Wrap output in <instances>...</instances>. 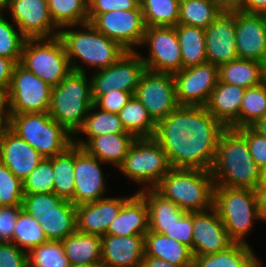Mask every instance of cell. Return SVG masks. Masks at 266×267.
<instances>
[{
	"label": "cell",
	"instance_id": "obj_1",
	"mask_svg": "<svg viewBox=\"0 0 266 267\" xmlns=\"http://www.w3.org/2000/svg\"><path fill=\"white\" fill-rule=\"evenodd\" d=\"M226 127L205 106H178L156 124L154 139L171 167L211 171Z\"/></svg>",
	"mask_w": 266,
	"mask_h": 267
},
{
	"label": "cell",
	"instance_id": "obj_2",
	"mask_svg": "<svg viewBox=\"0 0 266 267\" xmlns=\"http://www.w3.org/2000/svg\"><path fill=\"white\" fill-rule=\"evenodd\" d=\"M215 186L257 190L261 169L253 160L246 138L233 128H226L219 139L211 169Z\"/></svg>",
	"mask_w": 266,
	"mask_h": 267
},
{
	"label": "cell",
	"instance_id": "obj_3",
	"mask_svg": "<svg viewBox=\"0 0 266 267\" xmlns=\"http://www.w3.org/2000/svg\"><path fill=\"white\" fill-rule=\"evenodd\" d=\"M80 26L83 31L70 30L71 26H66L69 30L63 27L58 35L65 46L72 71L86 73L75 59L100 70L114 64L126 52L119 43L104 36L89 22Z\"/></svg>",
	"mask_w": 266,
	"mask_h": 267
},
{
	"label": "cell",
	"instance_id": "obj_4",
	"mask_svg": "<svg viewBox=\"0 0 266 267\" xmlns=\"http://www.w3.org/2000/svg\"><path fill=\"white\" fill-rule=\"evenodd\" d=\"M214 188L211 171L172 167L154 189L180 209L197 212L213 207Z\"/></svg>",
	"mask_w": 266,
	"mask_h": 267
},
{
	"label": "cell",
	"instance_id": "obj_5",
	"mask_svg": "<svg viewBox=\"0 0 266 267\" xmlns=\"http://www.w3.org/2000/svg\"><path fill=\"white\" fill-rule=\"evenodd\" d=\"M92 105L91 81L87 73L71 71L57 86L52 87L48 113L74 136Z\"/></svg>",
	"mask_w": 266,
	"mask_h": 267
},
{
	"label": "cell",
	"instance_id": "obj_6",
	"mask_svg": "<svg viewBox=\"0 0 266 267\" xmlns=\"http://www.w3.org/2000/svg\"><path fill=\"white\" fill-rule=\"evenodd\" d=\"M213 207L234 243L248 244L244 239L259 219L257 190L215 186Z\"/></svg>",
	"mask_w": 266,
	"mask_h": 267
},
{
	"label": "cell",
	"instance_id": "obj_7",
	"mask_svg": "<svg viewBox=\"0 0 266 267\" xmlns=\"http://www.w3.org/2000/svg\"><path fill=\"white\" fill-rule=\"evenodd\" d=\"M6 125L44 158L59 155L73 145L74 136L48 112L9 114Z\"/></svg>",
	"mask_w": 266,
	"mask_h": 267
},
{
	"label": "cell",
	"instance_id": "obj_8",
	"mask_svg": "<svg viewBox=\"0 0 266 267\" xmlns=\"http://www.w3.org/2000/svg\"><path fill=\"white\" fill-rule=\"evenodd\" d=\"M20 64L52 87L57 86L72 71L59 36L26 39Z\"/></svg>",
	"mask_w": 266,
	"mask_h": 267
},
{
	"label": "cell",
	"instance_id": "obj_9",
	"mask_svg": "<svg viewBox=\"0 0 266 267\" xmlns=\"http://www.w3.org/2000/svg\"><path fill=\"white\" fill-rule=\"evenodd\" d=\"M171 168L167 154L154 138H136L118 167L146 189L155 188Z\"/></svg>",
	"mask_w": 266,
	"mask_h": 267
},
{
	"label": "cell",
	"instance_id": "obj_10",
	"mask_svg": "<svg viewBox=\"0 0 266 267\" xmlns=\"http://www.w3.org/2000/svg\"><path fill=\"white\" fill-rule=\"evenodd\" d=\"M51 89L33 72L16 64L7 90L9 114L48 112Z\"/></svg>",
	"mask_w": 266,
	"mask_h": 267
},
{
	"label": "cell",
	"instance_id": "obj_11",
	"mask_svg": "<svg viewBox=\"0 0 266 267\" xmlns=\"http://www.w3.org/2000/svg\"><path fill=\"white\" fill-rule=\"evenodd\" d=\"M145 70L141 53L137 51H126L114 64L95 70L94 75L90 77L93 103L113 90L134 94Z\"/></svg>",
	"mask_w": 266,
	"mask_h": 267
},
{
	"label": "cell",
	"instance_id": "obj_12",
	"mask_svg": "<svg viewBox=\"0 0 266 267\" xmlns=\"http://www.w3.org/2000/svg\"><path fill=\"white\" fill-rule=\"evenodd\" d=\"M134 96L145 107L156 124L179 106L176 99L175 79L171 73L146 69L140 78Z\"/></svg>",
	"mask_w": 266,
	"mask_h": 267
},
{
	"label": "cell",
	"instance_id": "obj_13",
	"mask_svg": "<svg viewBox=\"0 0 266 267\" xmlns=\"http://www.w3.org/2000/svg\"><path fill=\"white\" fill-rule=\"evenodd\" d=\"M88 22L107 38L119 43L126 51L141 46L145 23L142 10L110 11L88 14Z\"/></svg>",
	"mask_w": 266,
	"mask_h": 267
},
{
	"label": "cell",
	"instance_id": "obj_14",
	"mask_svg": "<svg viewBox=\"0 0 266 267\" xmlns=\"http://www.w3.org/2000/svg\"><path fill=\"white\" fill-rule=\"evenodd\" d=\"M149 46L142 57L147 70L174 74L182 69V57L175 27H146L141 46Z\"/></svg>",
	"mask_w": 266,
	"mask_h": 267
},
{
	"label": "cell",
	"instance_id": "obj_15",
	"mask_svg": "<svg viewBox=\"0 0 266 267\" xmlns=\"http://www.w3.org/2000/svg\"><path fill=\"white\" fill-rule=\"evenodd\" d=\"M179 106H206L219 80L218 66L204 63L173 74Z\"/></svg>",
	"mask_w": 266,
	"mask_h": 267
},
{
	"label": "cell",
	"instance_id": "obj_16",
	"mask_svg": "<svg viewBox=\"0 0 266 267\" xmlns=\"http://www.w3.org/2000/svg\"><path fill=\"white\" fill-rule=\"evenodd\" d=\"M6 9L26 39L59 35L60 29L54 24L48 4L43 0H7Z\"/></svg>",
	"mask_w": 266,
	"mask_h": 267
},
{
	"label": "cell",
	"instance_id": "obj_17",
	"mask_svg": "<svg viewBox=\"0 0 266 267\" xmlns=\"http://www.w3.org/2000/svg\"><path fill=\"white\" fill-rule=\"evenodd\" d=\"M102 164L105 163L74 144L75 192L70 202L75 206L104 198L107 192L105 177L100 166Z\"/></svg>",
	"mask_w": 266,
	"mask_h": 267
},
{
	"label": "cell",
	"instance_id": "obj_18",
	"mask_svg": "<svg viewBox=\"0 0 266 267\" xmlns=\"http://www.w3.org/2000/svg\"><path fill=\"white\" fill-rule=\"evenodd\" d=\"M238 59L266 63V14L245 13L234 9Z\"/></svg>",
	"mask_w": 266,
	"mask_h": 267
},
{
	"label": "cell",
	"instance_id": "obj_19",
	"mask_svg": "<svg viewBox=\"0 0 266 267\" xmlns=\"http://www.w3.org/2000/svg\"><path fill=\"white\" fill-rule=\"evenodd\" d=\"M193 256L214 254L227 249L234 242L214 207L193 212Z\"/></svg>",
	"mask_w": 266,
	"mask_h": 267
},
{
	"label": "cell",
	"instance_id": "obj_20",
	"mask_svg": "<svg viewBox=\"0 0 266 267\" xmlns=\"http://www.w3.org/2000/svg\"><path fill=\"white\" fill-rule=\"evenodd\" d=\"M206 59L221 66L238 59L235 39L234 10L224 11L205 29Z\"/></svg>",
	"mask_w": 266,
	"mask_h": 267
},
{
	"label": "cell",
	"instance_id": "obj_21",
	"mask_svg": "<svg viewBox=\"0 0 266 267\" xmlns=\"http://www.w3.org/2000/svg\"><path fill=\"white\" fill-rule=\"evenodd\" d=\"M44 157L7 125L0 132V161L24 181Z\"/></svg>",
	"mask_w": 266,
	"mask_h": 267
},
{
	"label": "cell",
	"instance_id": "obj_22",
	"mask_svg": "<svg viewBox=\"0 0 266 267\" xmlns=\"http://www.w3.org/2000/svg\"><path fill=\"white\" fill-rule=\"evenodd\" d=\"M145 255L144 236H101L103 267H141Z\"/></svg>",
	"mask_w": 266,
	"mask_h": 267
},
{
	"label": "cell",
	"instance_id": "obj_23",
	"mask_svg": "<svg viewBox=\"0 0 266 267\" xmlns=\"http://www.w3.org/2000/svg\"><path fill=\"white\" fill-rule=\"evenodd\" d=\"M129 197H104L76 206L77 230L103 236Z\"/></svg>",
	"mask_w": 266,
	"mask_h": 267
},
{
	"label": "cell",
	"instance_id": "obj_24",
	"mask_svg": "<svg viewBox=\"0 0 266 267\" xmlns=\"http://www.w3.org/2000/svg\"><path fill=\"white\" fill-rule=\"evenodd\" d=\"M245 90L235 84L218 81L205 107L226 128L239 129V111Z\"/></svg>",
	"mask_w": 266,
	"mask_h": 267
},
{
	"label": "cell",
	"instance_id": "obj_25",
	"mask_svg": "<svg viewBox=\"0 0 266 267\" xmlns=\"http://www.w3.org/2000/svg\"><path fill=\"white\" fill-rule=\"evenodd\" d=\"M148 231V206L144 197L137 191L124 202L121 211L109 225L106 234L145 236Z\"/></svg>",
	"mask_w": 266,
	"mask_h": 267
},
{
	"label": "cell",
	"instance_id": "obj_26",
	"mask_svg": "<svg viewBox=\"0 0 266 267\" xmlns=\"http://www.w3.org/2000/svg\"><path fill=\"white\" fill-rule=\"evenodd\" d=\"M135 140L131 133L100 135L93 137L83 149L101 162L118 168Z\"/></svg>",
	"mask_w": 266,
	"mask_h": 267
},
{
	"label": "cell",
	"instance_id": "obj_27",
	"mask_svg": "<svg viewBox=\"0 0 266 267\" xmlns=\"http://www.w3.org/2000/svg\"><path fill=\"white\" fill-rule=\"evenodd\" d=\"M144 249V256H153L176 265H193L191 249L161 233L149 230L144 236Z\"/></svg>",
	"mask_w": 266,
	"mask_h": 267
},
{
	"label": "cell",
	"instance_id": "obj_28",
	"mask_svg": "<svg viewBox=\"0 0 266 267\" xmlns=\"http://www.w3.org/2000/svg\"><path fill=\"white\" fill-rule=\"evenodd\" d=\"M192 267H261V263L249 244L233 243L223 251L194 256Z\"/></svg>",
	"mask_w": 266,
	"mask_h": 267
},
{
	"label": "cell",
	"instance_id": "obj_29",
	"mask_svg": "<svg viewBox=\"0 0 266 267\" xmlns=\"http://www.w3.org/2000/svg\"><path fill=\"white\" fill-rule=\"evenodd\" d=\"M218 75V81L247 89L265 81V64L260 61L236 59L219 66Z\"/></svg>",
	"mask_w": 266,
	"mask_h": 267
},
{
	"label": "cell",
	"instance_id": "obj_30",
	"mask_svg": "<svg viewBox=\"0 0 266 267\" xmlns=\"http://www.w3.org/2000/svg\"><path fill=\"white\" fill-rule=\"evenodd\" d=\"M61 242L70 265L101 263V236L77 230Z\"/></svg>",
	"mask_w": 266,
	"mask_h": 267
},
{
	"label": "cell",
	"instance_id": "obj_31",
	"mask_svg": "<svg viewBox=\"0 0 266 267\" xmlns=\"http://www.w3.org/2000/svg\"><path fill=\"white\" fill-rule=\"evenodd\" d=\"M96 109L97 107L94 104L90 107L83 125L74 135H79L82 132L87 136V141L73 138V144L76 146L83 148L93 137L100 135L129 133L125 131L118 114Z\"/></svg>",
	"mask_w": 266,
	"mask_h": 267
},
{
	"label": "cell",
	"instance_id": "obj_32",
	"mask_svg": "<svg viewBox=\"0 0 266 267\" xmlns=\"http://www.w3.org/2000/svg\"><path fill=\"white\" fill-rule=\"evenodd\" d=\"M138 192L144 197L148 206L149 227H171L187 213L173 201L164 198L154 188H144Z\"/></svg>",
	"mask_w": 266,
	"mask_h": 267
},
{
	"label": "cell",
	"instance_id": "obj_33",
	"mask_svg": "<svg viewBox=\"0 0 266 267\" xmlns=\"http://www.w3.org/2000/svg\"><path fill=\"white\" fill-rule=\"evenodd\" d=\"M175 29L182 57V69L206 63L205 29L190 25H177Z\"/></svg>",
	"mask_w": 266,
	"mask_h": 267
},
{
	"label": "cell",
	"instance_id": "obj_34",
	"mask_svg": "<svg viewBox=\"0 0 266 267\" xmlns=\"http://www.w3.org/2000/svg\"><path fill=\"white\" fill-rule=\"evenodd\" d=\"M48 241H62L77 231L76 206L69 202L61 210H48L38 218Z\"/></svg>",
	"mask_w": 266,
	"mask_h": 267
},
{
	"label": "cell",
	"instance_id": "obj_35",
	"mask_svg": "<svg viewBox=\"0 0 266 267\" xmlns=\"http://www.w3.org/2000/svg\"><path fill=\"white\" fill-rule=\"evenodd\" d=\"M118 116L126 132L136 138H153L156 123L151 119L145 107L133 95L119 111Z\"/></svg>",
	"mask_w": 266,
	"mask_h": 267
},
{
	"label": "cell",
	"instance_id": "obj_36",
	"mask_svg": "<svg viewBox=\"0 0 266 267\" xmlns=\"http://www.w3.org/2000/svg\"><path fill=\"white\" fill-rule=\"evenodd\" d=\"M224 10L213 0H181L178 25L206 29Z\"/></svg>",
	"mask_w": 266,
	"mask_h": 267
},
{
	"label": "cell",
	"instance_id": "obj_37",
	"mask_svg": "<svg viewBox=\"0 0 266 267\" xmlns=\"http://www.w3.org/2000/svg\"><path fill=\"white\" fill-rule=\"evenodd\" d=\"M146 27H175L179 21L180 0H140Z\"/></svg>",
	"mask_w": 266,
	"mask_h": 267
},
{
	"label": "cell",
	"instance_id": "obj_38",
	"mask_svg": "<svg viewBox=\"0 0 266 267\" xmlns=\"http://www.w3.org/2000/svg\"><path fill=\"white\" fill-rule=\"evenodd\" d=\"M54 171L53 192L68 201L74 198L75 178H74V144L65 152L52 157Z\"/></svg>",
	"mask_w": 266,
	"mask_h": 267
},
{
	"label": "cell",
	"instance_id": "obj_39",
	"mask_svg": "<svg viewBox=\"0 0 266 267\" xmlns=\"http://www.w3.org/2000/svg\"><path fill=\"white\" fill-rule=\"evenodd\" d=\"M54 24L59 28L88 22V0H51L48 4Z\"/></svg>",
	"mask_w": 266,
	"mask_h": 267
},
{
	"label": "cell",
	"instance_id": "obj_40",
	"mask_svg": "<svg viewBox=\"0 0 266 267\" xmlns=\"http://www.w3.org/2000/svg\"><path fill=\"white\" fill-rule=\"evenodd\" d=\"M14 228L15 230L11 242L26 253L48 241L38 219L29 215L23 209L19 213Z\"/></svg>",
	"mask_w": 266,
	"mask_h": 267
},
{
	"label": "cell",
	"instance_id": "obj_41",
	"mask_svg": "<svg viewBox=\"0 0 266 267\" xmlns=\"http://www.w3.org/2000/svg\"><path fill=\"white\" fill-rule=\"evenodd\" d=\"M266 114V80L245 90L239 111V128L249 127Z\"/></svg>",
	"mask_w": 266,
	"mask_h": 267
},
{
	"label": "cell",
	"instance_id": "obj_42",
	"mask_svg": "<svg viewBox=\"0 0 266 267\" xmlns=\"http://www.w3.org/2000/svg\"><path fill=\"white\" fill-rule=\"evenodd\" d=\"M28 267H70L61 241H47L27 253Z\"/></svg>",
	"mask_w": 266,
	"mask_h": 267
},
{
	"label": "cell",
	"instance_id": "obj_43",
	"mask_svg": "<svg viewBox=\"0 0 266 267\" xmlns=\"http://www.w3.org/2000/svg\"><path fill=\"white\" fill-rule=\"evenodd\" d=\"M52 157L43 158L23 183V194L52 193L54 187Z\"/></svg>",
	"mask_w": 266,
	"mask_h": 267
},
{
	"label": "cell",
	"instance_id": "obj_44",
	"mask_svg": "<svg viewBox=\"0 0 266 267\" xmlns=\"http://www.w3.org/2000/svg\"><path fill=\"white\" fill-rule=\"evenodd\" d=\"M4 13H0V56L20 63L22 48L26 38L19 29L6 20Z\"/></svg>",
	"mask_w": 266,
	"mask_h": 267
},
{
	"label": "cell",
	"instance_id": "obj_45",
	"mask_svg": "<svg viewBox=\"0 0 266 267\" xmlns=\"http://www.w3.org/2000/svg\"><path fill=\"white\" fill-rule=\"evenodd\" d=\"M70 201L52 193L24 194L22 208L29 215L39 218L45 211L61 210Z\"/></svg>",
	"mask_w": 266,
	"mask_h": 267
},
{
	"label": "cell",
	"instance_id": "obj_46",
	"mask_svg": "<svg viewBox=\"0 0 266 267\" xmlns=\"http://www.w3.org/2000/svg\"><path fill=\"white\" fill-rule=\"evenodd\" d=\"M23 183L0 161V206H22Z\"/></svg>",
	"mask_w": 266,
	"mask_h": 267
},
{
	"label": "cell",
	"instance_id": "obj_47",
	"mask_svg": "<svg viewBox=\"0 0 266 267\" xmlns=\"http://www.w3.org/2000/svg\"><path fill=\"white\" fill-rule=\"evenodd\" d=\"M193 212H187L179 221L171 227H149L150 231L164 234L186 245L192 251L193 240Z\"/></svg>",
	"mask_w": 266,
	"mask_h": 267
},
{
	"label": "cell",
	"instance_id": "obj_48",
	"mask_svg": "<svg viewBox=\"0 0 266 267\" xmlns=\"http://www.w3.org/2000/svg\"><path fill=\"white\" fill-rule=\"evenodd\" d=\"M237 130L246 138L249 152L262 170L266 167V137L257 134L250 127H241Z\"/></svg>",
	"mask_w": 266,
	"mask_h": 267
},
{
	"label": "cell",
	"instance_id": "obj_49",
	"mask_svg": "<svg viewBox=\"0 0 266 267\" xmlns=\"http://www.w3.org/2000/svg\"><path fill=\"white\" fill-rule=\"evenodd\" d=\"M140 2V0H88V14L141 10Z\"/></svg>",
	"mask_w": 266,
	"mask_h": 267
},
{
	"label": "cell",
	"instance_id": "obj_50",
	"mask_svg": "<svg viewBox=\"0 0 266 267\" xmlns=\"http://www.w3.org/2000/svg\"><path fill=\"white\" fill-rule=\"evenodd\" d=\"M0 267H28L27 253L12 242H0Z\"/></svg>",
	"mask_w": 266,
	"mask_h": 267
},
{
	"label": "cell",
	"instance_id": "obj_51",
	"mask_svg": "<svg viewBox=\"0 0 266 267\" xmlns=\"http://www.w3.org/2000/svg\"><path fill=\"white\" fill-rule=\"evenodd\" d=\"M133 95L132 92L113 90L100 96L93 104L103 111L118 114Z\"/></svg>",
	"mask_w": 266,
	"mask_h": 267
},
{
	"label": "cell",
	"instance_id": "obj_52",
	"mask_svg": "<svg viewBox=\"0 0 266 267\" xmlns=\"http://www.w3.org/2000/svg\"><path fill=\"white\" fill-rule=\"evenodd\" d=\"M22 206H0V242H11Z\"/></svg>",
	"mask_w": 266,
	"mask_h": 267
},
{
	"label": "cell",
	"instance_id": "obj_53",
	"mask_svg": "<svg viewBox=\"0 0 266 267\" xmlns=\"http://www.w3.org/2000/svg\"><path fill=\"white\" fill-rule=\"evenodd\" d=\"M16 63L0 56V87L8 90Z\"/></svg>",
	"mask_w": 266,
	"mask_h": 267
},
{
	"label": "cell",
	"instance_id": "obj_54",
	"mask_svg": "<svg viewBox=\"0 0 266 267\" xmlns=\"http://www.w3.org/2000/svg\"><path fill=\"white\" fill-rule=\"evenodd\" d=\"M238 10L245 13L266 14V0H241Z\"/></svg>",
	"mask_w": 266,
	"mask_h": 267
},
{
	"label": "cell",
	"instance_id": "obj_55",
	"mask_svg": "<svg viewBox=\"0 0 266 267\" xmlns=\"http://www.w3.org/2000/svg\"><path fill=\"white\" fill-rule=\"evenodd\" d=\"M141 267H192V265H176L153 256H144Z\"/></svg>",
	"mask_w": 266,
	"mask_h": 267
},
{
	"label": "cell",
	"instance_id": "obj_56",
	"mask_svg": "<svg viewBox=\"0 0 266 267\" xmlns=\"http://www.w3.org/2000/svg\"><path fill=\"white\" fill-rule=\"evenodd\" d=\"M9 118L7 90L0 87V120L6 125Z\"/></svg>",
	"mask_w": 266,
	"mask_h": 267
},
{
	"label": "cell",
	"instance_id": "obj_57",
	"mask_svg": "<svg viewBox=\"0 0 266 267\" xmlns=\"http://www.w3.org/2000/svg\"><path fill=\"white\" fill-rule=\"evenodd\" d=\"M258 195V207H259V219L266 221V188L257 190Z\"/></svg>",
	"mask_w": 266,
	"mask_h": 267
},
{
	"label": "cell",
	"instance_id": "obj_58",
	"mask_svg": "<svg viewBox=\"0 0 266 267\" xmlns=\"http://www.w3.org/2000/svg\"><path fill=\"white\" fill-rule=\"evenodd\" d=\"M257 134L266 137V114L249 126Z\"/></svg>",
	"mask_w": 266,
	"mask_h": 267
},
{
	"label": "cell",
	"instance_id": "obj_59",
	"mask_svg": "<svg viewBox=\"0 0 266 267\" xmlns=\"http://www.w3.org/2000/svg\"><path fill=\"white\" fill-rule=\"evenodd\" d=\"M215 1L224 11L238 9L241 0H213Z\"/></svg>",
	"mask_w": 266,
	"mask_h": 267
},
{
	"label": "cell",
	"instance_id": "obj_60",
	"mask_svg": "<svg viewBox=\"0 0 266 267\" xmlns=\"http://www.w3.org/2000/svg\"><path fill=\"white\" fill-rule=\"evenodd\" d=\"M266 188V167H264L261 170V180H260V184L257 190H262Z\"/></svg>",
	"mask_w": 266,
	"mask_h": 267
},
{
	"label": "cell",
	"instance_id": "obj_61",
	"mask_svg": "<svg viewBox=\"0 0 266 267\" xmlns=\"http://www.w3.org/2000/svg\"><path fill=\"white\" fill-rule=\"evenodd\" d=\"M70 267H103V265L102 263H88V264L70 265Z\"/></svg>",
	"mask_w": 266,
	"mask_h": 267
},
{
	"label": "cell",
	"instance_id": "obj_62",
	"mask_svg": "<svg viewBox=\"0 0 266 267\" xmlns=\"http://www.w3.org/2000/svg\"><path fill=\"white\" fill-rule=\"evenodd\" d=\"M6 5H7V0H0V13L5 12Z\"/></svg>",
	"mask_w": 266,
	"mask_h": 267
},
{
	"label": "cell",
	"instance_id": "obj_63",
	"mask_svg": "<svg viewBox=\"0 0 266 267\" xmlns=\"http://www.w3.org/2000/svg\"><path fill=\"white\" fill-rule=\"evenodd\" d=\"M5 126V124L0 120V132L2 130V128Z\"/></svg>",
	"mask_w": 266,
	"mask_h": 267
},
{
	"label": "cell",
	"instance_id": "obj_64",
	"mask_svg": "<svg viewBox=\"0 0 266 267\" xmlns=\"http://www.w3.org/2000/svg\"><path fill=\"white\" fill-rule=\"evenodd\" d=\"M43 1L46 2L47 4L51 2V0H43Z\"/></svg>",
	"mask_w": 266,
	"mask_h": 267
}]
</instances>
